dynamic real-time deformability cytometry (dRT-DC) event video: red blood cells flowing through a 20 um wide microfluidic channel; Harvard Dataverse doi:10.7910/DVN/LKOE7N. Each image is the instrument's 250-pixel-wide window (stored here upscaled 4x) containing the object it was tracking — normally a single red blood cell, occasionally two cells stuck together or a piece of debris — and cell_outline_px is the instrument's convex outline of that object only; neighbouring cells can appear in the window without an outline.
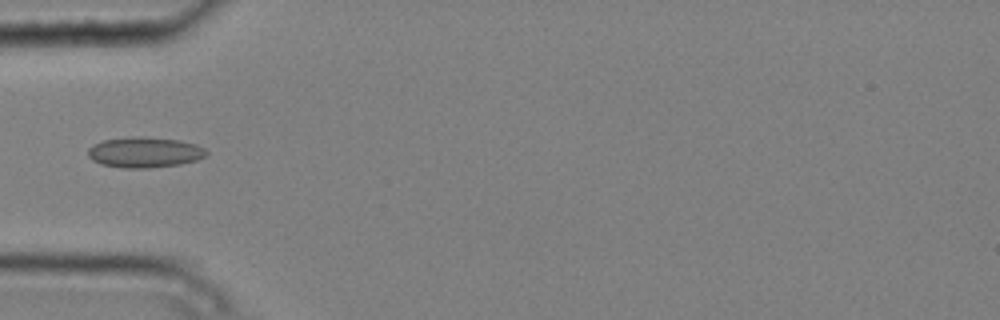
{"species": "common noctule bat (a hibernating species)", "species_latin": "Nyctalus noctula", "temperature_condition": "cold", "stored_images_in_passage": 4, "camera_frame_rate_fps": 3000, "um_per_image_px": 0.085, "animal": {"sex": "male", "body_mass_g": 20.4}, "frame": {"image": 1, "passage_image": 4, "time_ms": 1.0, "image_size_px": [1000, 320], "cell_outline_px": [[208, 152], [204, 156], [196, 160], [180, 164], [148, 168], [124, 168], [100, 164], [92, 160], [88, 156], [88, 148], [92, 144], [104, 140], [136, 136], [140, 136], [180, 140], [196, 144], [204, 148]], "centroid_in_image_um": [12.27, 12.94], "position_along_channel_um": 72.7, "area_um2": 21.1}}